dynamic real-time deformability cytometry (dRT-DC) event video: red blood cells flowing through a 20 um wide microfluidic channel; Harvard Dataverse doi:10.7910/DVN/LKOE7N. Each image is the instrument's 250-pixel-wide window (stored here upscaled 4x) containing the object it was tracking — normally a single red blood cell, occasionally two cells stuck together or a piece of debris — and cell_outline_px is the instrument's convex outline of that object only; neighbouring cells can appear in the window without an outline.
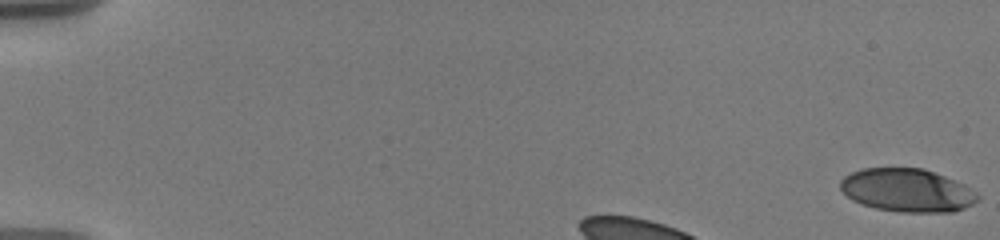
{"species": "human", "species_latin": "Homo sapiens", "temperature_condition": "warm", "stored_images_in_passage": 5, "camera_frame_rate_fps": 3000, "um_per_image_px": 0.085, "donor": {"sex": "male"}, "frame": {"image": 1, "passage_image": 1, "time_ms": 0.0, "image_size_px": [1000, 240], "cell_outline_px": [[980, 200], [964, 208], [952, 212], [900, 212], [876, 208], [860, 204], [852, 200], [840, 188], [840, 180], [844, 176], [852, 172], [864, 168], [924, 168], [964, 184], [976, 192], [980, 196]], "centroid_in_image_um": [77.12, 16.18], "position_along_channel_um": 7.9, "area_um2": 34.62}}